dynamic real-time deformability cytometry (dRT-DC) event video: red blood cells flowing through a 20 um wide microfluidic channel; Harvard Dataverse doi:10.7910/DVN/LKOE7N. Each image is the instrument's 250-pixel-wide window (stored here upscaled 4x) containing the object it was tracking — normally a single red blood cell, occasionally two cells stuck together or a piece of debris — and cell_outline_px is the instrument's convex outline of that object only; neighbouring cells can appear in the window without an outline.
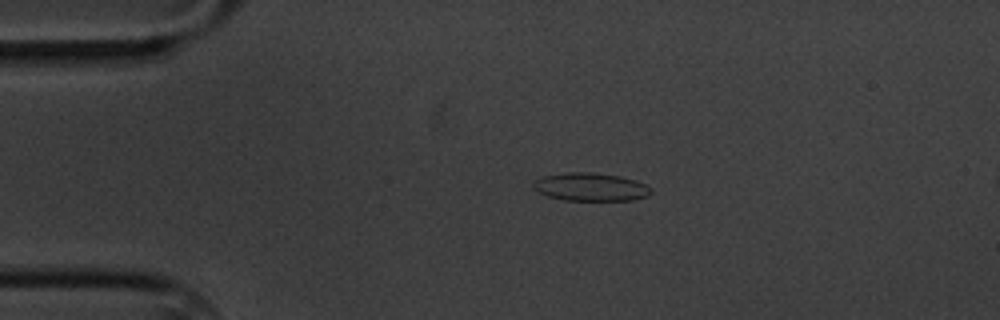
{"species": "common noctule bat (a hibernating species)", "species_latin": "Nyctalus noctula", "temperature_condition": "cold", "stored_images_in_passage": 6, "camera_frame_rate_fps": 3000, "um_per_image_px": 0.085, "animal": {"sex": "male", "body_mass_g": 20.1, "forearm_length_mm": 53.5}, "frame": {"image": 1, "passage_image": 4, "time_ms": 3.667, "image_size_px": [1000, 320], "cell_outline_px": [[652, 192], [648, 196], [632, 200], [564, 200], [548, 196], [532, 188], [532, 180], [544, 176], [564, 172], [592, 172], [620, 176], [636, 180], [644, 184]], "centroid_in_image_um": [50.16, 15.88], "position_along_channel_um": 34.8, "area_um2": 19.31}}